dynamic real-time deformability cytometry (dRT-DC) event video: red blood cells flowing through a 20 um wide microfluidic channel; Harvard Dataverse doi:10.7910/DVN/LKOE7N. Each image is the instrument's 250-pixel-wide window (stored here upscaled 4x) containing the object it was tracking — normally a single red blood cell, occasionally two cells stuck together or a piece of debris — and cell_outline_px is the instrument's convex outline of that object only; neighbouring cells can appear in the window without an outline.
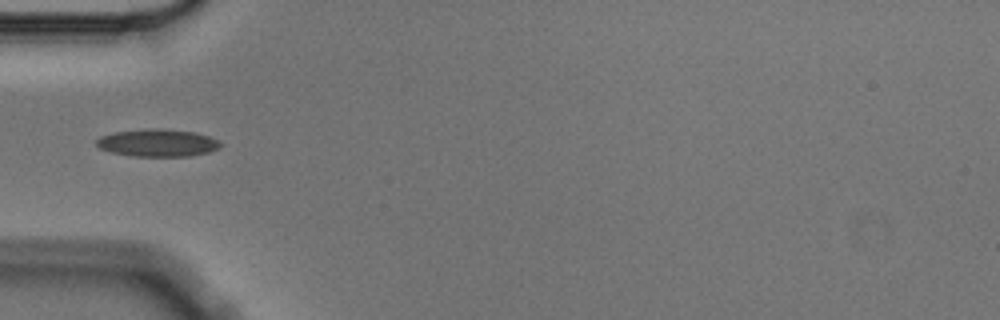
{"species": "Egyptian fruit bat (a non-hibernating species)", "species_latin": "Rousettus aegyptiacus", "temperature_condition": "cold", "stored_images_in_passage": 4, "camera_frame_rate_fps": 3000, "um_per_image_px": 0.085, "animal": {"sex": "male"}, "frame": {"image": 1, "passage_image": 4, "time_ms": 1.0, "image_size_px": [1000, 320], "cell_outline_px": [[224, 144], [220, 148], [208, 152], [188, 156], [132, 156], [112, 152], [100, 148], [96, 144], [96, 140], [100, 136], [112, 132], [148, 128], [156, 128], [196, 132], [208, 136]], "centroid_in_image_um": [13.39, 12.13], "position_along_channel_um": 71.6, "area_um2": 19.88}}